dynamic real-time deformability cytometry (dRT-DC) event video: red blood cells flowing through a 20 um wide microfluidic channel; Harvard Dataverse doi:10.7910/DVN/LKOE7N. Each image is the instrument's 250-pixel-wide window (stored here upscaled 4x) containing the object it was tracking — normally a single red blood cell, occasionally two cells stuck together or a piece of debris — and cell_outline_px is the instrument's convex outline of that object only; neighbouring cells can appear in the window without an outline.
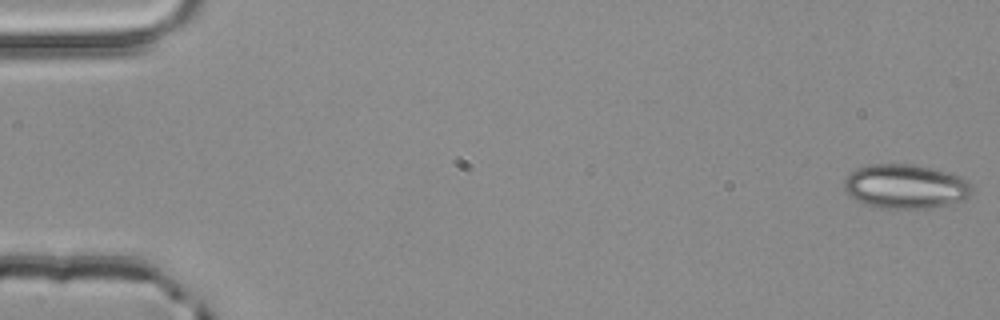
{"species": "common noctule bat (a hibernating species)", "species_latin": "Nyctalus noctula", "temperature_condition": "room temperature", "stored_images_in_passage": 5, "camera_frame_rate_fps": 3000, "um_per_image_px": 0.085, "animal": {"sex": "male", "body_mass_g": 20.4}, "frame": {"image": 1, "passage_image": 1, "time_ms": 0.0, "image_size_px": [1000, 320], "cell_outline_px": [[972, 192], [964, 200], [932, 208], [880, 208], [864, 204], [848, 196], [844, 192], [844, 180], [856, 168], [872, 164], [912, 164], [948, 172], [960, 176], [968, 180], [972, 184]], "centroid_in_image_um": [76.96, 15.85], "position_along_channel_um": 8.0, "area_um2": 33.18}}
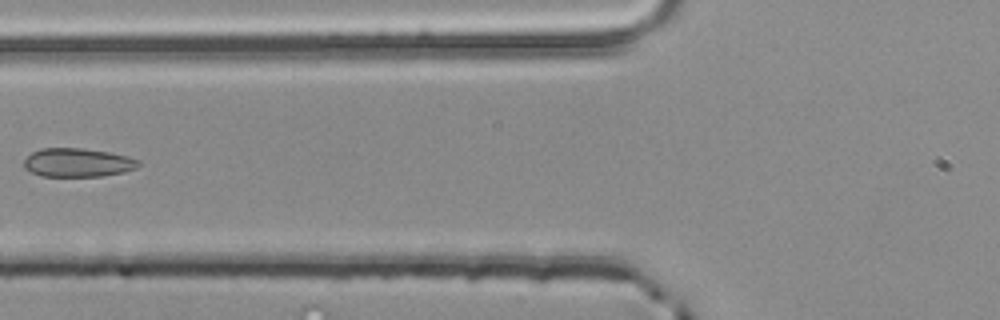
{"frame": {"image": 2, "passage_image": 5, "time_ms": 1.333, "image_size_px": [1000, 320], "cell_outline_px": [[140, 164], [136, 168], [124, 172], [100, 176], [40, 176], [24, 168], [24, 160], [32, 152], [40, 148], [84, 148], [108, 152], [128, 156], [140, 160]], "centroid_in_image_um": [6.61, 13.81], "position_along_channel_um": 119.2, "area_um2": 19.19}}